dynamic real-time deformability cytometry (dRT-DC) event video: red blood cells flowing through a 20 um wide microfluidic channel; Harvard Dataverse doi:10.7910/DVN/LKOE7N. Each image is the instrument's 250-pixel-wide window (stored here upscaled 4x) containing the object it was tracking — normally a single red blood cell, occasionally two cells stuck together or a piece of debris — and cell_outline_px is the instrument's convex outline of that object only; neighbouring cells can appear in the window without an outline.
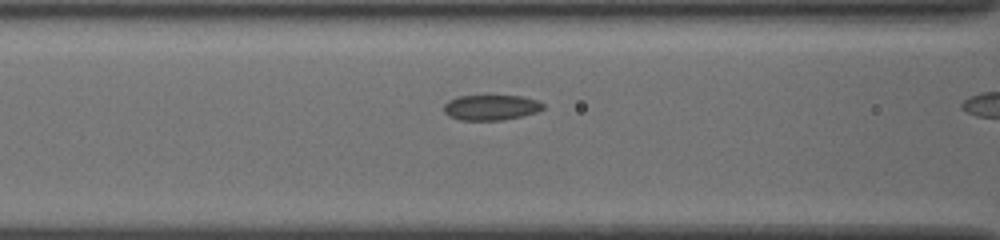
{"species": "common noctule bat (a hibernating species)", "species_latin": "Nyctalus noctula", "temperature_condition": "cold", "stored_images_in_passage": 16, "camera_frame_rate_fps": 3000, "um_per_image_px": 0.085, "animal": {"sex": "female", "body_mass_g": 19.5, "forearm_length_mm": 54.1}, "frame": {"image": 1, "passage_image": 14, "time_ms": 4.333, "image_size_px": [1000, 240], "cell_outline_px": [[544, 108], [536, 112], [520, 116], [500, 120], [460, 120], [448, 116], [444, 112], [444, 104], [448, 100], [456, 96], [484, 92], [488, 92], [524, 96], [540, 100], [544, 104]], "centroid_in_image_um": [41.72, 9.05], "position_along_channel_um": 124.9, "area_um2": 15.78}}